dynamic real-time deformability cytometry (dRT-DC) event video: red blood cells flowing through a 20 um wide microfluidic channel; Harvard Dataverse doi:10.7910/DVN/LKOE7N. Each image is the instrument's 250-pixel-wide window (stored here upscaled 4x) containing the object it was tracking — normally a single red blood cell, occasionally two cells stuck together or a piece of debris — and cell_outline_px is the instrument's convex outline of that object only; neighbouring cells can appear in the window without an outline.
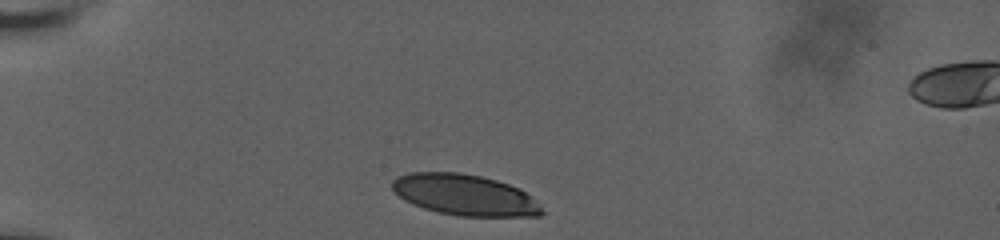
{"species": "human", "species_latin": "Homo sapiens", "temperature_condition": "room temperature", "stored_images_in_passage": 7, "camera_frame_rate_fps": 3000, "um_per_image_px": 0.085, "donor": {"sex": "male"}, "frame": {"image": 1, "passage_image": 1, "time_ms": 0.0, "image_size_px": [1000, 240], "cell_outline_px": [[544, 212], [540, 216], [460, 216], [440, 212], [424, 208], [412, 204], [404, 200], [392, 188], [392, 180], [396, 176], [408, 172], [460, 172], [480, 176], [496, 180], [520, 188]], "centroid_in_image_um": [39.44, 16.55], "position_along_channel_um": 45.6, "area_um2": 35.43}}
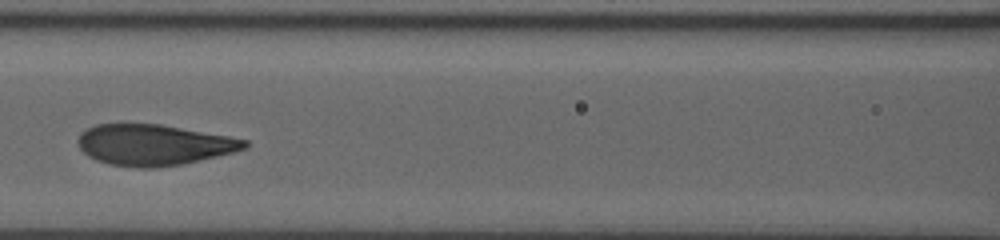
{"frame": {"image": 2, "passage_image": 5, "time_ms": 4.0, "image_size_px": [1000, 240], "cell_outline_px": [[248, 148], [200, 160], [180, 164], [156, 168], [136, 168], [108, 164], [96, 160], [88, 156], [80, 148], [76, 140], [80, 132], [96, 124], [160, 124], [228, 136], [248, 140]], "centroid_in_image_um": [13.04, 12.32], "position_along_channel_um": 153.6, "area_um2": 39.71}}
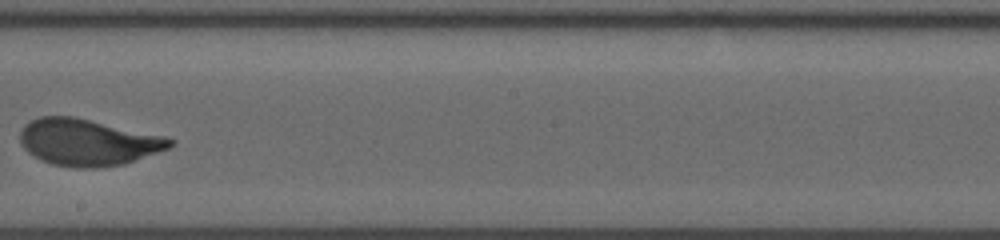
{"frame": {"image": 3, "passage_image": 7, "time_ms": 6.333, "image_size_px": [1000, 240], "cell_outline_px": [[176, 144], [168, 148], [124, 164], [100, 168], [72, 168], [52, 164], [40, 160], [28, 152], [24, 148], [20, 140], [20, 132], [24, 124], [40, 116], [72, 116], [168, 136], [176, 140]], "centroid_in_image_um": [7.49, 12.1], "position_along_channel_um": 240.7, "area_um2": 41.1}}